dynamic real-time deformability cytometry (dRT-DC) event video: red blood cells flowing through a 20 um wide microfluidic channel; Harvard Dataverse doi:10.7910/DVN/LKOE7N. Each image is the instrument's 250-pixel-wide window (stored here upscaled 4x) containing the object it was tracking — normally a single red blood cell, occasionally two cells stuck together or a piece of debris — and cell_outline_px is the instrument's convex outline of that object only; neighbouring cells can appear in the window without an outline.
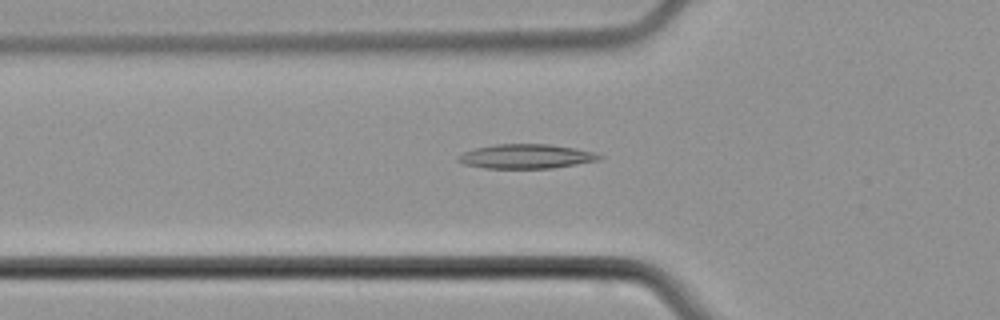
{"species": "common noctule bat (a hibernating species)", "species_latin": "Nyctalus noctula", "temperature_condition": "cold", "stored_images_in_passage": 36, "camera_frame_rate_fps": 3000, "um_per_image_px": 0.085, "animal": {"sex": "male", "body_mass_g": 21.5, "forearm_length_mm": 52.0}, "frame": {"image": 1, "passage_image": 4, "time_ms": 1.0, "image_size_px": [1000, 320], "cell_outline_px": [[604, 156], [600, 160], [552, 168], [484, 168], [464, 164], [456, 160], [456, 156], [464, 152], [476, 148], [496, 144], [548, 144], [576, 148], [592, 152]], "centroid_in_image_um": [44.71, 13.29], "position_along_channel_um": 81.1, "area_um2": 20.0}}
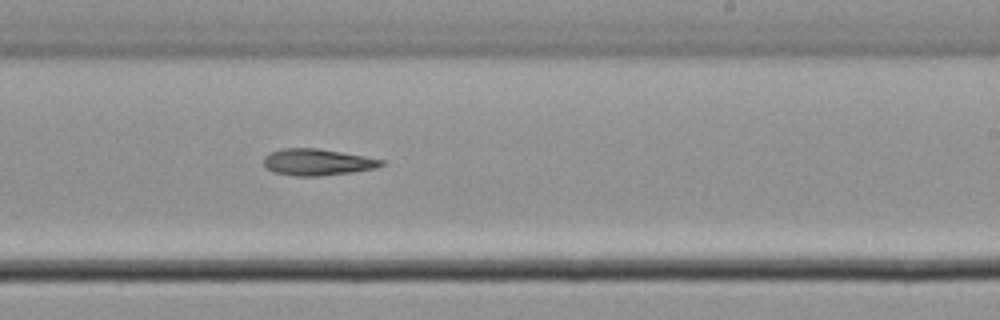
{"frame": {"image": 2, "passage_image": 17, "time_ms": 5.333, "image_size_px": [1000, 320], "cell_outline_px": [[384, 164], [376, 168], [352, 172], [320, 176], [296, 176], [272, 172], [264, 164], [264, 156], [280, 148], [320, 148], [364, 156], [384, 160]], "centroid_in_image_um": [26.97, 13.78], "position_along_channel_um": 262.0, "area_um2": 18.21}}
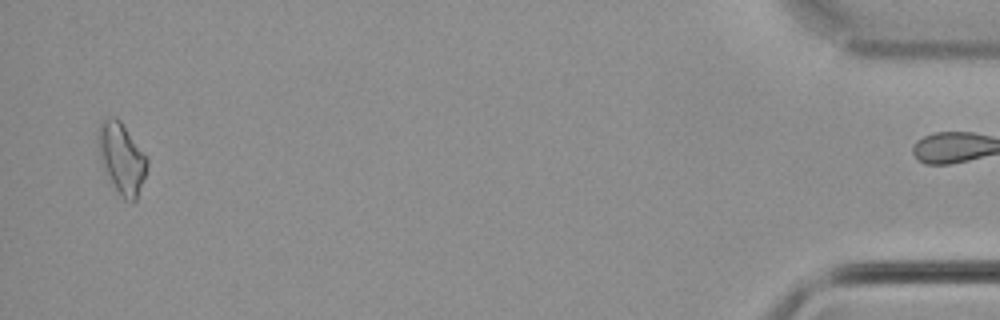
{"frame": {"image": 3, "passage_image": 35, "time_ms": 11.333, "image_size_px": [1000, 320], "cell_outline_px": [[148, 168], [136, 200], [132, 204], [124, 200], [120, 196], [104, 168], [100, 160], [96, 140], [96, 132], [100, 120], [104, 116], [116, 116], [120, 120], [148, 156]], "centroid_in_image_um": [10.33, 13.39], "position_along_channel_um": 424.9, "area_um2": 20.87}}